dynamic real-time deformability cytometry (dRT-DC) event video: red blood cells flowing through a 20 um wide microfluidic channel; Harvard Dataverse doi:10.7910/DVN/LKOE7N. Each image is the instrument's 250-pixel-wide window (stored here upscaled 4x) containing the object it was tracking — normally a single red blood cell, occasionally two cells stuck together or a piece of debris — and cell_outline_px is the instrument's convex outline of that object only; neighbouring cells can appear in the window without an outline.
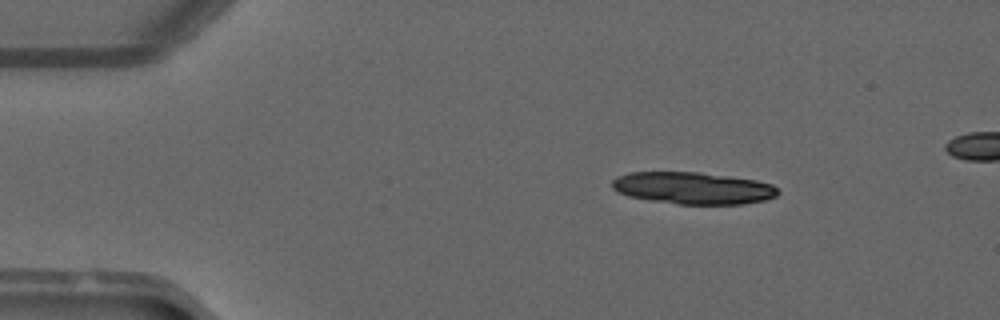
{"species": "common noctule bat (a hibernating species)", "species_latin": "Nyctalus noctula", "temperature_condition": "warm", "stored_images_in_passage": 41, "camera_frame_rate_fps": 3000, "um_per_image_px": 0.085, "animal": {"sex": "male", "forearm_length_mm": 52.5}, "frame": {"image": 1, "passage_image": 1, "time_ms": 0.0, "image_size_px": [1000, 320], "cell_outline_px": [[780, 192], [776, 196], [764, 200], [744, 204], [676, 204], [628, 196], [616, 192], [612, 188], [612, 180], [616, 176], [628, 172], [700, 172], [756, 180], [772, 184]], "centroid_in_image_um": [58.88, 15.98], "position_along_channel_um": 26.1, "area_um2": 31.04}}